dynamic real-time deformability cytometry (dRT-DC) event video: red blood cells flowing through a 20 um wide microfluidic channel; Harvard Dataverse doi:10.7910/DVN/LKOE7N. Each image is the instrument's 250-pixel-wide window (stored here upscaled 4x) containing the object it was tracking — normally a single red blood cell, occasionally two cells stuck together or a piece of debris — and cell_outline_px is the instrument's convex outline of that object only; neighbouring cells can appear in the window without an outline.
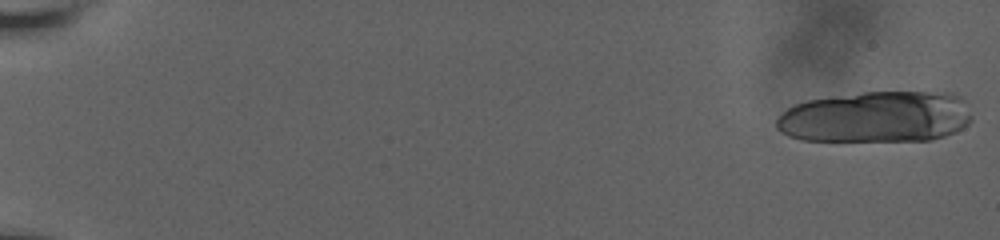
{"species": "human", "species_latin": "Homo sapiens", "temperature_condition": "room temperature", "stored_images_in_passage": 23, "camera_frame_rate_fps": 3000, "um_per_image_px": 0.085, "donor": {"sex": "male"}, "frame": {"image": 1, "passage_image": 1, "time_ms": 0.0, "image_size_px": [1000, 240], "cell_outline_px": [[972, 120], [964, 128], [956, 132], [944, 136], [928, 140], [800, 140], [788, 136], [780, 132], [776, 128], [776, 120], [788, 108], [796, 104], [808, 100], [864, 92], [952, 92], [960, 96], [964, 100], [972, 116]], "centroid_in_image_um": [74.51, 9.93], "position_along_channel_um": 10.5, "area_um2": 58.49}}